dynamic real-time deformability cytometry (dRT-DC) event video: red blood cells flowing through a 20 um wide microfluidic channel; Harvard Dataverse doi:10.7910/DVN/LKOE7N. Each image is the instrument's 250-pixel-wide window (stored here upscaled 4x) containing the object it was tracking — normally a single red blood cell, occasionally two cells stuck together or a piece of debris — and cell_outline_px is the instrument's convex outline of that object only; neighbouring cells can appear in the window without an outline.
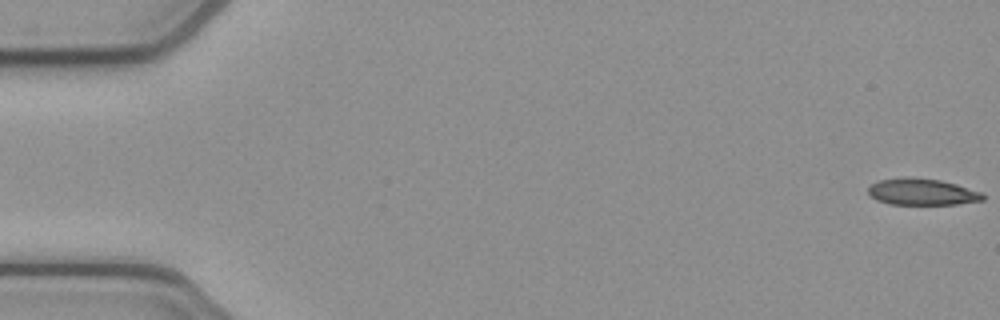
{"species": "common noctule bat (a hibernating species)", "species_latin": "Nyctalus noctula", "temperature_condition": "cold", "stored_images_in_passage": 53, "camera_frame_rate_fps": 3000, "um_per_image_px": 0.085, "animal": {"sex": "female", "body_mass_g": 21.9}, "frame": {"image": 1, "passage_image": 1, "time_ms": 0.0, "image_size_px": [1000, 320], "cell_outline_px": [[984, 200], [956, 204], [888, 204], [876, 200], [868, 196], [868, 188], [872, 184], [880, 180], [904, 176], [940, 180], [956, 184], [980, 192], [984, 196]], "centroid_in_image_um": [78.32, 16.31], "position_along_channel_um": 6.7, "area_um2": 17.74}}
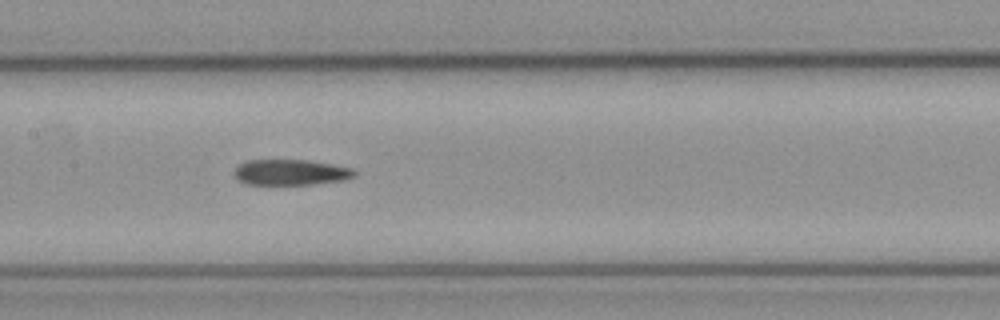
{"frame": {"image": 2, "passage_image": 26, "time_ms": 8.333, "image_size_px": [1000, 320], "cell_outline_px": [[356, 176], [344, 180], [312, 184], [244, 184], [236, 180], [232, 176], [232, 172], [240, 164], [248, 160], [308, 160], [332, 164], [352, 168], [356, 172]], "centroid_in_image_um": [24.67, 14.65], "position_along_channel_um": 182.7, "area_um2": 18.15}}
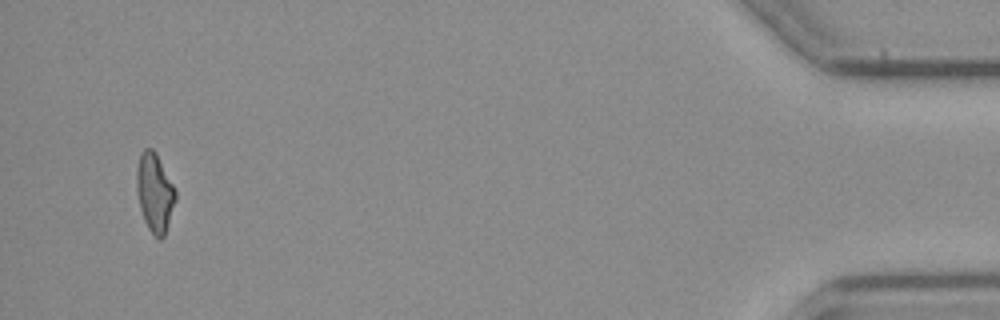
{"frame": {"image": 3, "passage_image": 51, "time_ms": 16.667, "image_size_px": [1000, 320], "cell_outline_px": [[176, 200], [164, 236], [160, 240], [148, 228], [144, 220], [140, 208], [136, 192], [136, 172], [140, 152], [144, 148], [152, 148], [156, 152], [176, 192]], "centroid_in_image_um": [13.13, 16.35], "position_along_channel_um": 422.1, "area_um2": 17.74}, "authors_computed_cell_mechanics": {"area_um2": 18.785, "velocity_mm_per_s": 3.8956, "shape_relaxation_time_tau1_ms": null, "shape_relaxation_time_tau2_ms": 8.3859, "deformation_change_tau1": null, "deformation_change_tau2": 0.1975}}